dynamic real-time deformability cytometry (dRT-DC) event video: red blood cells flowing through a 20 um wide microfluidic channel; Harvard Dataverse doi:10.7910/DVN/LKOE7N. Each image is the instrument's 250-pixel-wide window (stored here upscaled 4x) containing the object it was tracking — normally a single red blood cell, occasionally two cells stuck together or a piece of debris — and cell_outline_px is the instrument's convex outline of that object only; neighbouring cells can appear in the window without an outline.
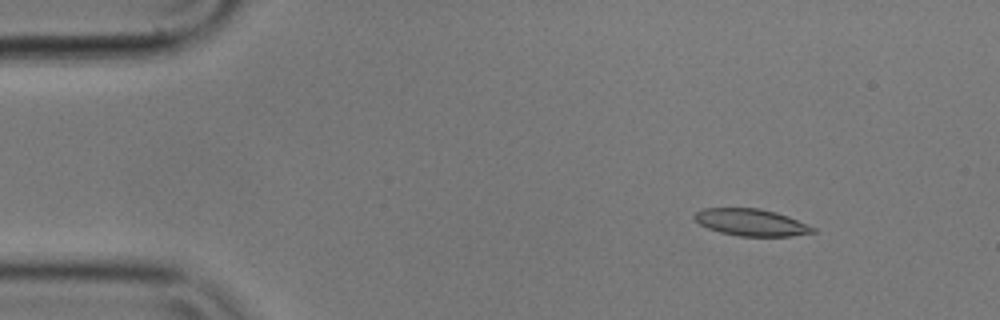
{"species": "common noctule bat (a hibernating species)", "species_latin": "Nyctalus noctula", "temperature_condition": "cold", "stored_images_in_passage": 5, "camera_frame_rate_fps": 3000, "um_per_image_px": 0.085, "animal": {"sex": "male", "body_mass_g": 17.9}, "frame": {"image": 1, "passage_image": 2, "time_ms": 0.333, "image_size_px": [1000, 320], "cell_outline_px": [[816, 232], [792, 236], [740, 236], [720, 232], [708, 228], [700, 224], [692, 216], [696, 212], [704, 208], [760, 208], [776, 212], [788, 216], [816, 228]], "centroid_in_image_um": [63.86, 18.9], "position_along_channel_um": 21.1, "area_um2": 18.55}}
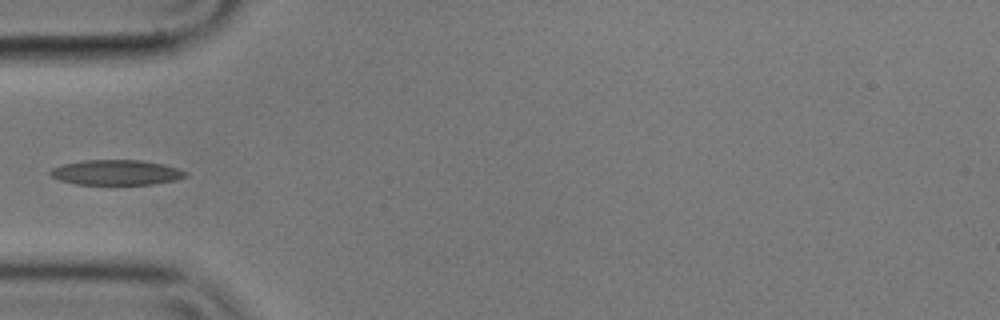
{"frame": {"image": 2, "passage_image": 5, "time_ms": 1.333, "image_size_px": [1000, 320], "cell_outline_px": [[188, 176], [176, 180], [152, 184], [76, 184], [60, 180], [52, 176], [48, 172], [52, 168], [64, 164], [84, 160], [144, 160], [164, 164], [188, 172]], "centroid_in_image_um": [9.91, 14.65], "position_along_channel_um": 75.1, "area_um2": 19.77}}